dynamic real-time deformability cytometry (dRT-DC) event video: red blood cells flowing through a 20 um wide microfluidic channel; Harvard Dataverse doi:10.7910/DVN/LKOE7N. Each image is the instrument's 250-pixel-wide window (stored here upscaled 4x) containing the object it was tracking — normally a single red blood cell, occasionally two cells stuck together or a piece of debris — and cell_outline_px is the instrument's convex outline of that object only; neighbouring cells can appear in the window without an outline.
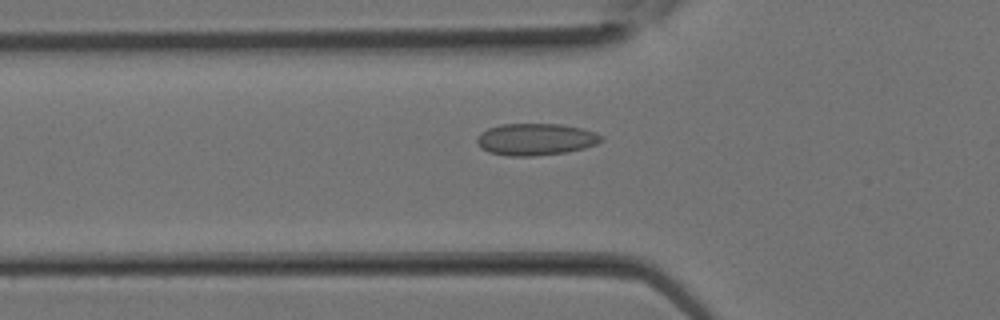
{"species": "Egyptian fruit bat (a non-hibernating species)", "species_latin": "Rousettus aegyptiacus", "temperature_condition": "room temperature", "stored_images_in_passage": 30, "camera_frame_rate_fps": 3000, "um_per_image_px": 0.085, "animal": {"sex": "female"}, "frame": {"image": 1, "passage_image": 10, "time_ms": 3.0, "image_size_px": [1000, 320], "cell_outline_px": [[604, 140], [596, 144], [584, 148], [568, 152], [536, 156], [508, 156], [488, 152], [480, 148], [476, 140], [480, 132], [488, 128], [500, 124], [560, 124], [580, 128], [596, 132], [604, 136]], "centroid_in_image_um": [45.53, 11.85], "position_along_channel_um": 80.3, "area_um2": 23.35}}
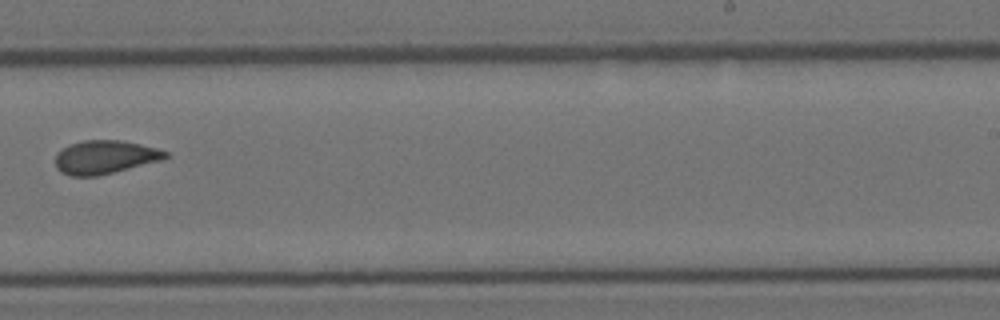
{"frame": {"image": 2, "passage_image": 19, "time_ms": 6.0, "image_size_px": [1000, 320], "cell_outline_px": [[172, 156], [160, 160], [96, 176], [72, 176], [60, 172], [56, 168], [56, 152], [68, 144], [84, 140], [124, 140], [156, 148], [168, 152]], "centroid_in_image_um": [8.89, 13.34], "position_along_channel_um": 280.1, "area_um2": 21.44}}
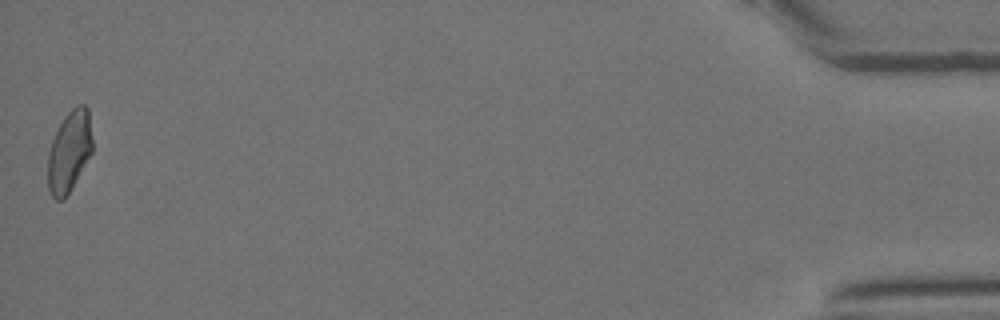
{"frame": {"image": 3, "passage_image": 30, "time_ms": 9.667, "image_size_px": [1000, 320], "cell_outline_px": [[92, 152], [64, 200], [56, 200], [48, 192], [48, 152], [52, 140], [64, 116], [76, 104], [84, 104], [88, 108], [92, 140]], "centroid_in_image_um": [5.88, 12.86], "position_along_channel_um": 429.3, "area_um2": 20.98}}